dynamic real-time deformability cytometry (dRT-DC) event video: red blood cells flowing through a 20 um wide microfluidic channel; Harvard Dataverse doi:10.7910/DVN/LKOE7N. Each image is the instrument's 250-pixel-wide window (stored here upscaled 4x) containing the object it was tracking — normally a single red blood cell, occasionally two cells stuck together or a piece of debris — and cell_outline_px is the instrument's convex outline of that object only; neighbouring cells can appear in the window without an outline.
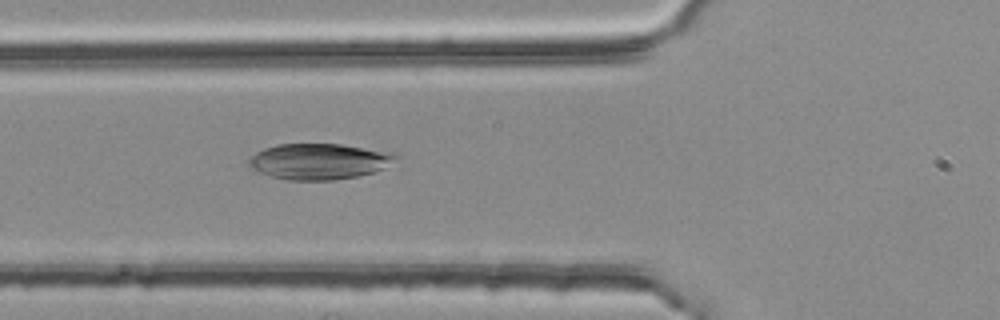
{"species": "common noctule bat (a hibernating species)", "species_latin": "Nyctalus noctula", "temperature_condition": "room temperature", "stored_images_in_passage": 37, "camera_frame_rate_fps": 3000, "um_per_image_px": 0.085, "animal": {"sex": "female", "body_mass_g": 25.1}, "frame": {"image": 1, "passage_image": 3, "time_ms": 0.667, "image_size_px": [1000, 320], "cell_outline_px": [[400, 156], [384, 168], [360, 176], [336, 180], [288, 180], [272, 176], [260, 172], [252, 168], [248, 164], [248, 160], [256, 152], [264, 148], [276, 144], [340, 144], [396, 152]], "centroid_in_image_um": [27.16, 13.71], "position_along_channel_um": 98.6, "area_um2": 30.87}}
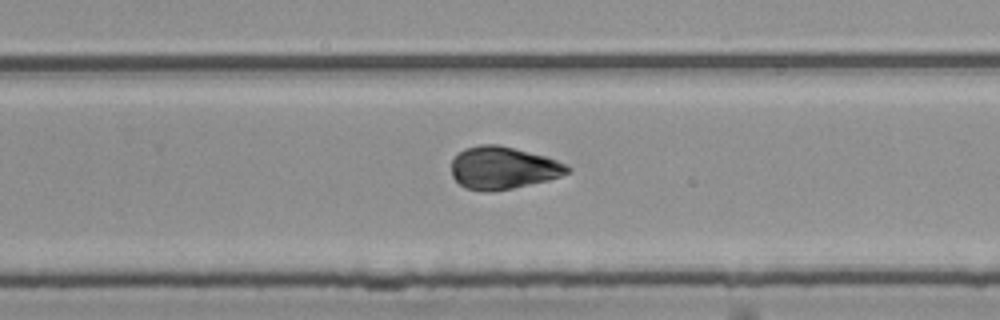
{"frame": {"image": 2, "passage_image": 18, "time_ms": 5.667, "image_size_px": [1000, 320], "cell_outline_px": [[572, 168], [568, 172], [560, 176], [548, 180], [512, 188], [492, 192], [484, 192], [464, 188], [452, 176], [452, 160], [464, 148], [480, 144], [500, 144], [544, 156], [556, 160]], "centroid_in_image_um": [42.73, 14.27], "position_along_channel_um": 287.1, "area_um2": 28.67}}
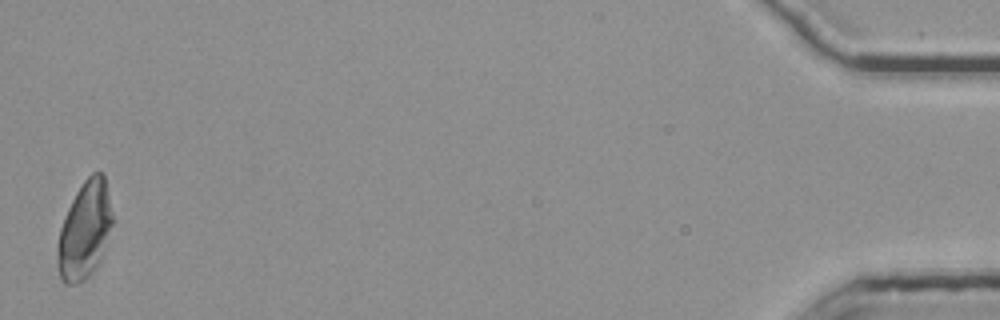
{"frame": {"image": 3, "passage_image": 37, "time_ms": 12.0, "image_size_px": [1000, 320], "cell_outline_px": [[112, 224], [100, 264], [84, 280], [76, 284], [64, 284], [60, 280], [56, 264], [56, 244], [60, 228], [64, 216], [76, 192], [84, 180], [92, 172], [104, 172], [112, 212]], "centroid_in_image_um": [7.17, 19.61], "position_along_channel_um": 428.0, "area_um2": 31.67}}